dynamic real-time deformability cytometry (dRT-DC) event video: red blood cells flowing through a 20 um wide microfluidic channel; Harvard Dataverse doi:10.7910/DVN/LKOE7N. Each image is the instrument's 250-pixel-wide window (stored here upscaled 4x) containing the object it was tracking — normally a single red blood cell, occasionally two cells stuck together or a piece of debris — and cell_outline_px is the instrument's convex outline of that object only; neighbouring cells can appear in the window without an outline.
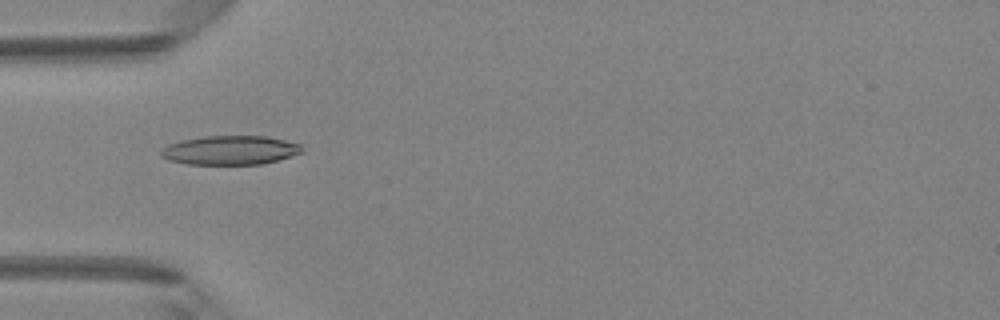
{"species": "Egyptian fruit bat (a non-hibernating species)", "species_latin": "Rousettus aegyptiacus", "temperature_condition": "room temperature", "stored_images_in_passage": 34, "camera_frame_rate_fps": 3000, "um_per_image_px": 0.085, "animal": {"sex": "female"}, "frame": {"image": 1, "passage_image": 1, "time_ms": 0.0, "image_size_px": [1000, 320], "cell_outline_px": [[304, 152], [264, 164], [188, 164], [168, 160], [160, 156], [160, 148], [168, 144], [180, 140], [204, 136], [268, 136], [300, 144]], "centroid_in_image_um": [19.53, 12.76], "position_along_channel_um": 65.5, "area_um2": 24.04}}
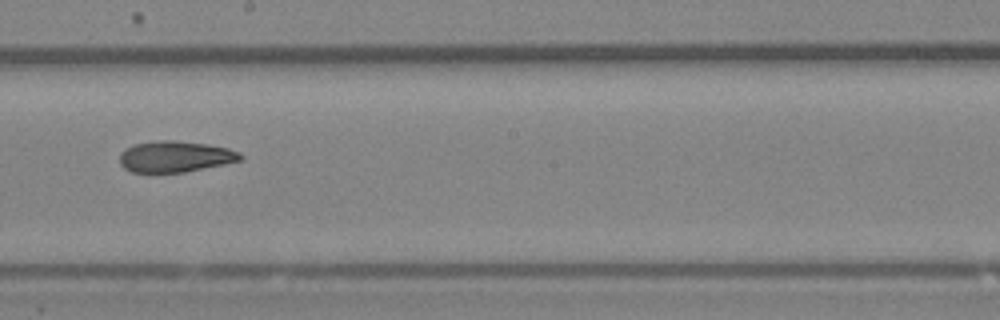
{"frame": {"image": 2, "passage_image": 13, "time_ms": 4.0, "image_size_px": [1000, 320], "cell_outline_px": [[244, 156], [240, 160], [224, 164], [184, 172], [132, 172], [124, 168], [120, 164], [120, 152], [124, 148], [136, 144], [156, 140], [172, 140], [208, 144], [228, 148], [240, 152]], "centroid_in_image_um": [14.88, 13.3], "position_along_channel_um": 233.3, "area_um2": 21.91}}
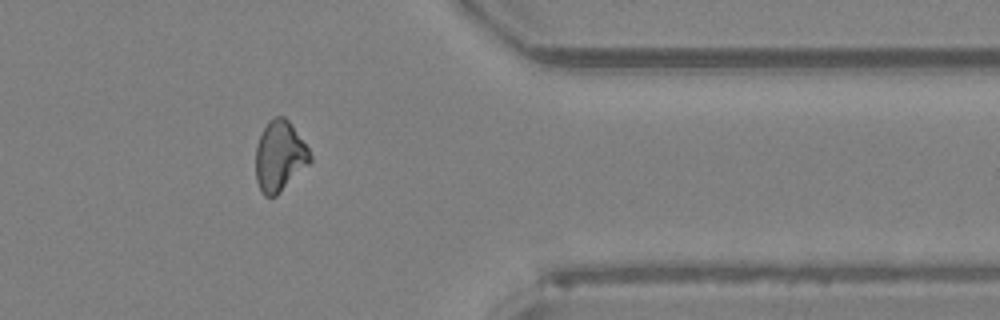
{"frame": {"image": 3, "passage_image": 25, "time_ms": 8.0, "image_size_px": [1000, 320], "cell_outline_px": [[312, 160], [276, 196], [264, 196], [256, 180], [256, 144], [268, 120], [276, 116], [284, 116], [288, 120], [308, 148], [312, 156]], "centroid_in_image_um": [23.76, 13.26], "position_along_channel_um": 387.6, "area_um2": 22.02}, "authors_computed_cell_mechanics": {"area_um2": 22.1085, "velocity_mm_per_s": 4.2336, "shape_relaxation_time_tau1_ms": null, "shape_relaxation_time_tau2_ms": 6.6768, "deformation_change_tau1": null, "deformation_change_tau2": 0.1569}}